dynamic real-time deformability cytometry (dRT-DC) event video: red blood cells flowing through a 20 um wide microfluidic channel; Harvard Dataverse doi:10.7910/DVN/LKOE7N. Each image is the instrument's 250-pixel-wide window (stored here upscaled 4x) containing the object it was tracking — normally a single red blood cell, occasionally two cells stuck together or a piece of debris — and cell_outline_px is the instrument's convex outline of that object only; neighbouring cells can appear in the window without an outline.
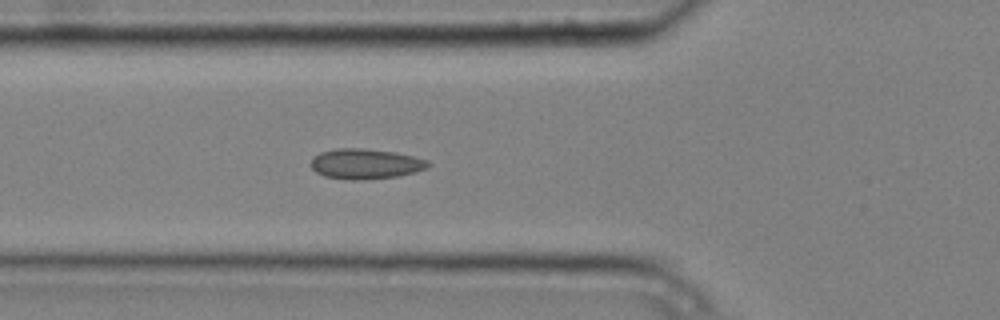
{"species": "common noctule bat (a hibernating species)", "species_latin": "Nyctalus noctula", "temperature_condition": "cold", "stored_images_in_passage": 5, "camera_frame_rate_fps": 3000, "um_per_image_px": 0.085, "animal": {"sex": "male", "body_mass_g": 20.4}, "frame": {"image": 1, "passage_image": 5, "time_ms": 1.333, "image_size_px": [1000, 320], "cell_outline_px": [[432, 164], [428, 168], [416, 172], [396, 176], [356, 180], [348, 180], [324, 176], [316, 172], [312, 168], [312, 156], [320, 152], [336, 148], [360, 148], [392, 152], [412, 156], [428, 160]], "centroid_in_image_um": [31.06, 13.93], "position_along_channel_um": 94.7, "area_um2": 20.58}}